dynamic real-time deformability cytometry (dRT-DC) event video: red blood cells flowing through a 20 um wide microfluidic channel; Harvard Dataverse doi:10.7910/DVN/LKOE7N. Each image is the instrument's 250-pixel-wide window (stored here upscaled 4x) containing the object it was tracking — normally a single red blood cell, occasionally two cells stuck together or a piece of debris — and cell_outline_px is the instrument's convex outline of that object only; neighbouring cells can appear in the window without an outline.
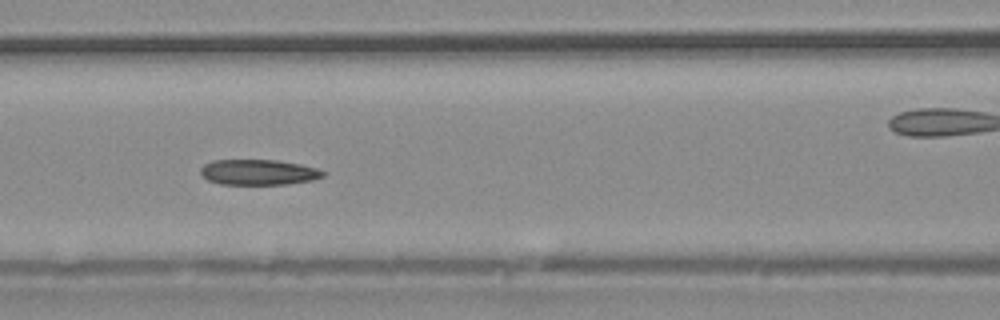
{"species": "common noctule bat (a hibernating species)", "species_latin": "Nyctalus noctula", "temperature_condition": "warm", "stored_images_in_passage": 41, "camera_frame_rate_fps": 3000, "um_per_image_px": 0.085, "animal": {"sex": "male", "body_mass_g": 20.4}, "frame": {"image": 1, "passage_image": 18, "time_ms": 5.667, "image_size_px": [1000, 320], "cell_outline_px": [[324, 176], [312, 180], [288, 184], [220, 184], [208, 180], [200, 172], [200, 168], [204, 164], [212, 160], [276, 160], [300, 164], [316, 168], [324, 172]], "centroid_in_image_um": [21.95, 14.63], "position_along_channel_um": 144.6, "area_um2": 18.09}}